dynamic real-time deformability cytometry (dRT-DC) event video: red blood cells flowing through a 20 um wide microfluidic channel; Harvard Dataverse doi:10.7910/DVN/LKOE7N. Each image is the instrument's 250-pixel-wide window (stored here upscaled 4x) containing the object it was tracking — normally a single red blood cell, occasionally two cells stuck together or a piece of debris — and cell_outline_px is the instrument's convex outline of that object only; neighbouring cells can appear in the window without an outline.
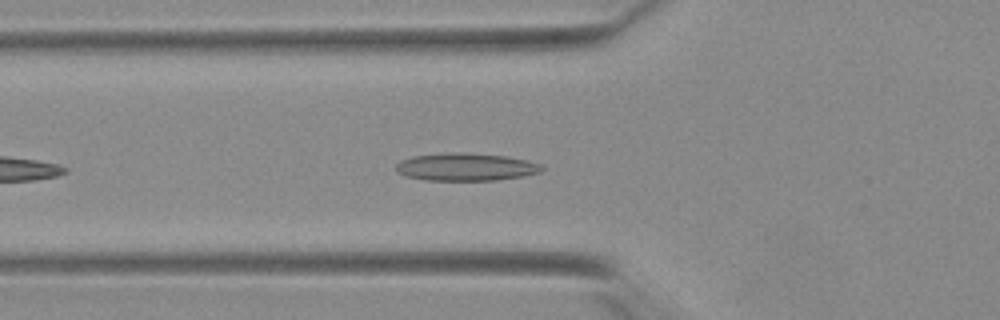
{"species": "Egyptian fruit bat (a non-hibernating species)", "species_latin": "Rousettus aegyptiacus", "temperature_condition": "warm", "stored_images_in_passage": 9, "camera_frame_rate_fps": 3000, "um_per_image_px": 0.085, "animal": {"sex": "female"}, "frame": {"image": 1, "passage_image": 7, "time_ms": 2.0, "image_size_px": [1000, 320], "cell_outline_px": [[544, 168], [540, 172], [524, 176], [496, 180], [424, 180], [404, 176], [396, 172], [396, 164], [400, 160], [412, 156], [504, 156], [528, 160], [540, 164]], "centroid_in_image_um": [39.61, 14.26], "position_along_channel_um": 86.2, "area_um2": 22.14}}